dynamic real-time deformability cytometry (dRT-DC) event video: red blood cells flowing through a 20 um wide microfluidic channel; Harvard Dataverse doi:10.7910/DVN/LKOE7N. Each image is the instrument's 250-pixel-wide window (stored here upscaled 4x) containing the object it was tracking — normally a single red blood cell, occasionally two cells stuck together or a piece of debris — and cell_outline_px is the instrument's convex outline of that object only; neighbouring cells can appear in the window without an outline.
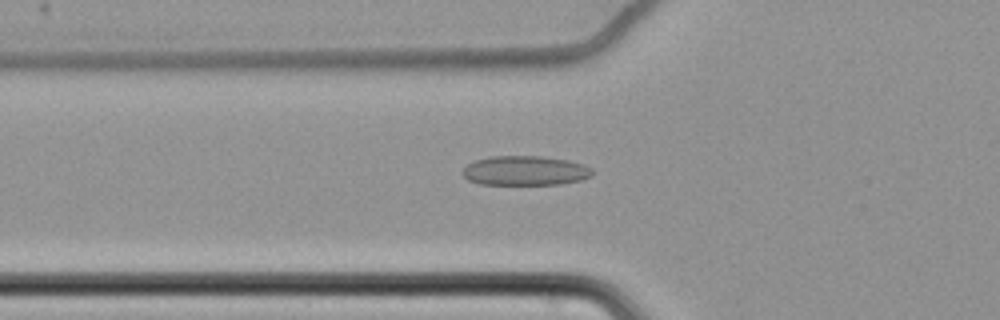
{"species": "common noctule bat (a hibernating species)", "species_latin": "Nyctalus noctula", "temperature_condition": "cold", "stored_images_in_passage": 56, "camera_frame_rate_fps": 3000, "um_per_image_px": 0.085, "animal": {"sex": "female", "body_mass_g": 22.7, "forearm_length_mm": 54.2}, "frame": {"image": 1, "passage_image": 17, "time_ms": 5.333, "image_size_px": [1000, 320], "cell_outline_px": [[596, 172], [592, 176], [580, 180], [560, 184], [480, 184], [468, 180], [464, 176], [464, 168], [468, 164], [476, 160], [492, 156], [544, 156], [568, 160], [584, 164], [592, 168]], "centroid_in_image_um": [44.7, 14.5], "position_along_channel_um": 81.1, "area_um2": 22.37}}
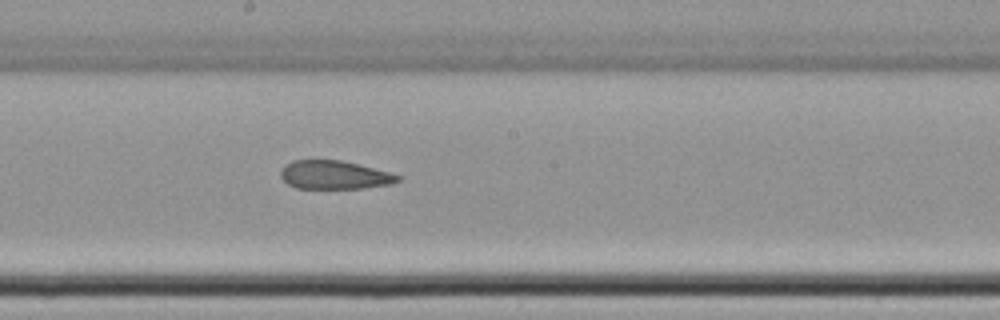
{"frame": {"image": 2, "passage_image": 29, "time_ms": 9.333, "image_size_px": [1000, 320], "cell_outline_px": [[400, 180], [392, 184], [364, 188], [296, 188], [288, 184], [280, 176], [280, 168], [284, 164], [292, 160], [316, 156], [340, 160], [388, 172], [400, 176]], "centroid_in_image_um": [28.32, 14.82], "position_along_channel_um": 219.9, "area_um2": 20.06}}
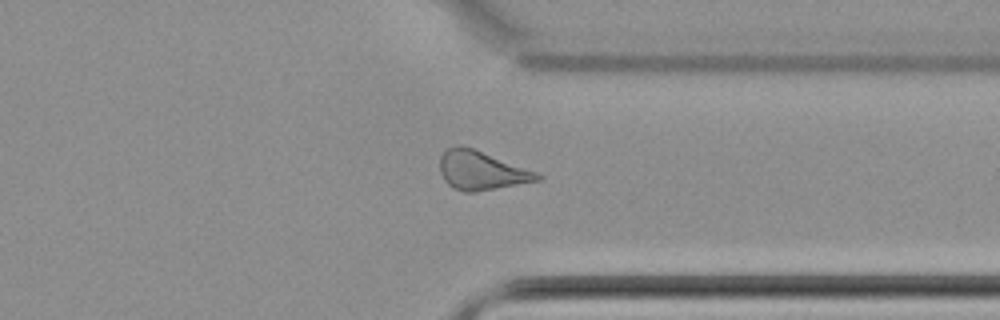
{"frame": {"image": 3, "passage_image": 42, "time_ms": 13.667, "image_size_px": [1000, 320], "cell_outline_px": [[544, 176], [540, 180], [476, 192], [464, 192], [452, 188], [444, 180], [440, 172], [440, 156], [448, 148], [456, 144], [460, 144], [472, 148], [536, 172]], "centroid_in_image_um": [40.87, 14.5], "position_along_channel_um": 370.5, "area_um2": 21.91}, "authors_computed_cell_mechanics": {"area_um2": 22.0218, "velocity_mm_per_s": 3.4709, "shape_relaxation_time_tau1_ms": null, "shape_relaxation_time_tau2_ms": 5.0573, "deformation_change_tau1": null, "deformation_change_tau2": 0.1272}}